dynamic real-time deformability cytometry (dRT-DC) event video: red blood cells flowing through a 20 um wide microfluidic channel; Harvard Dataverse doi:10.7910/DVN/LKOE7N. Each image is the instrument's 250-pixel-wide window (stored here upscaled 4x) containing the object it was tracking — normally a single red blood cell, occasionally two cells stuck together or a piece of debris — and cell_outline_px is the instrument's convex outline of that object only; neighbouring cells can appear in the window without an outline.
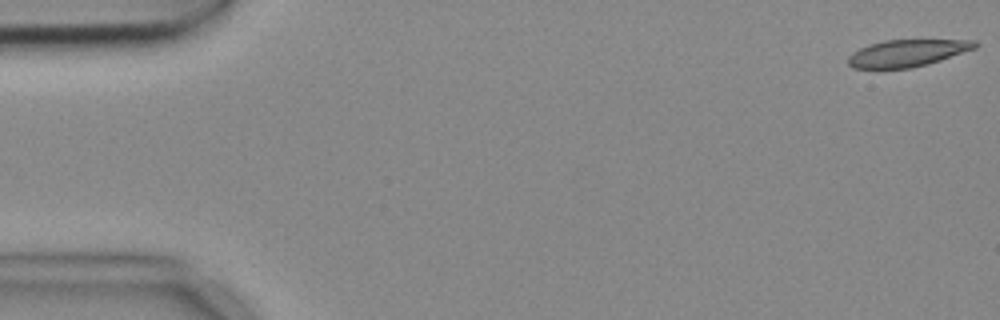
{"species": "common noctule bat (a hibernating species)", "species_latin": "Nyctalus noctula", "temperature_condition": "cold", "stored_images_in_passage": 4, "camera_frame_rate_fps": 3000, "um_per_image_px": 0.085, "animal": {"sex": "female", "body_mass_g": 18.4}, "frame": {"image": 1, "passage_image": 1, "time_ms": 0.0, "image_size_px": [1000, 320], "cell_outline_px": [[980, 44], [976, 48], [928, 64], [912, 68], [852, 68], [848, 64], [848, 56], [852, 52], [868, 44], [884, 40], [976, 40]], "centroid_in_image_um": [77.11, 4.51], "position_along_channel_um": 7.9, "area_um2": 20.0}}
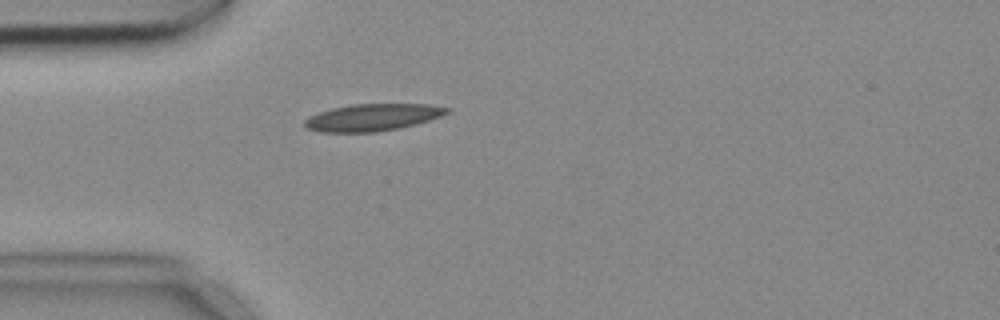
{"frame": {"image": 2, "passage_image": 4, "time_ms": 1.0, "image_size_px": [1000, 320], "cell_outline_px": [[452, 112], [416, 124], [400, 128], [376, 132], [320, 132], [308, 128], [304, 124], [304, 120], [308, 116], [332, 108], [352, 104], [428, 104], [452, 108]], "centroid_in_image_um": [31.7, 9.97], "position_along_channel_um": 53.3, "area_um2": 22.48}}